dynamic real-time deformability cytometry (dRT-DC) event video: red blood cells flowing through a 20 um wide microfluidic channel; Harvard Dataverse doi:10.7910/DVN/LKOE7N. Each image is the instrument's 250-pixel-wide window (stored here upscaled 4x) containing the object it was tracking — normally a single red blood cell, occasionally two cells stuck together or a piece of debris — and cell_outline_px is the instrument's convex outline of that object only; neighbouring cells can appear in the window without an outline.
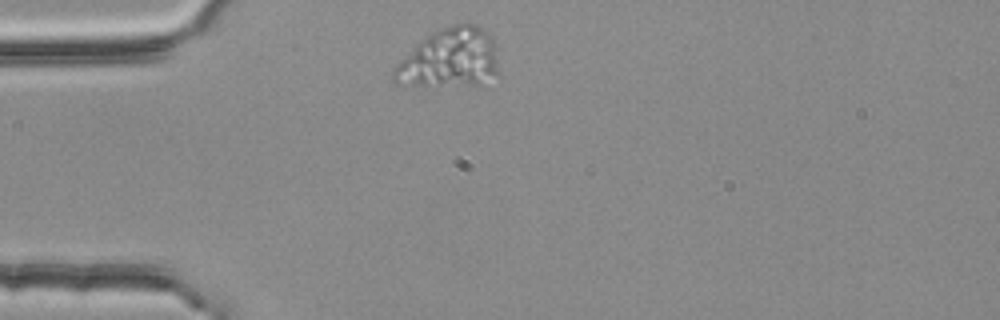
{"species": "common noctule bat (a hibernating species)", "species_latin": "Nyctalus noctula", "temperature_condition": "room temperature", "stored_images_in_passage": 40, "camera_frame_rate_fps": 3000, "um_per_image_px": 0.085, "animal": {"sex": "female", "body_mass_g": 25.1}, "frame": {"image": 1, "passage_image": 1, "time_ms": 0.0, "image_size_px": [1000, 320], "cell_outline_px": [[500, 72], [484, 88], [480, 88], [396, 84], [392, 80], [392, 68], [416, 44], [432, 32], [440, 28], [452, 24], [468, 20], [484, 28], [492, 36]], "centroid_in_image_um": [38.29, 4.99], "position_along_channel_um": 46.7, "area_um2": 37.97}}
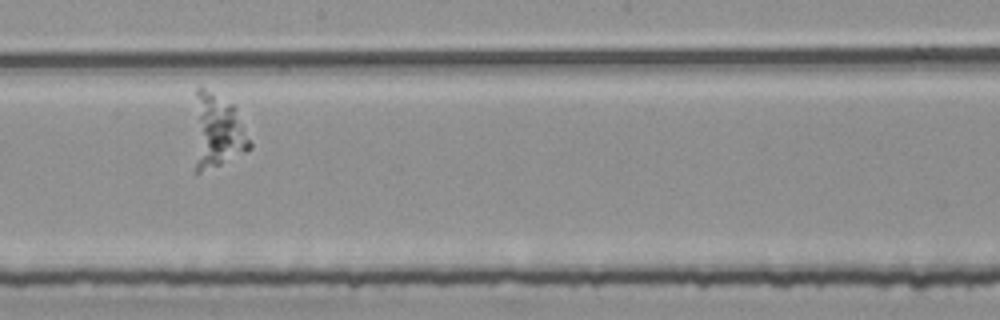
{"frame": {"image": 2, "passage_image": 18, "time_ms": 5.667, "image_size_px": [1000, 320], "cell_outline_px": [[252, 148], [220, 164], [196, 172], [196, 88], [200, 84], [232, 104], [236, 108], [252, 144]], "centroid_in_image_um": [18.5, 11.08], "position_along_channel_um": 229.7, "area_um2": 23.35}}
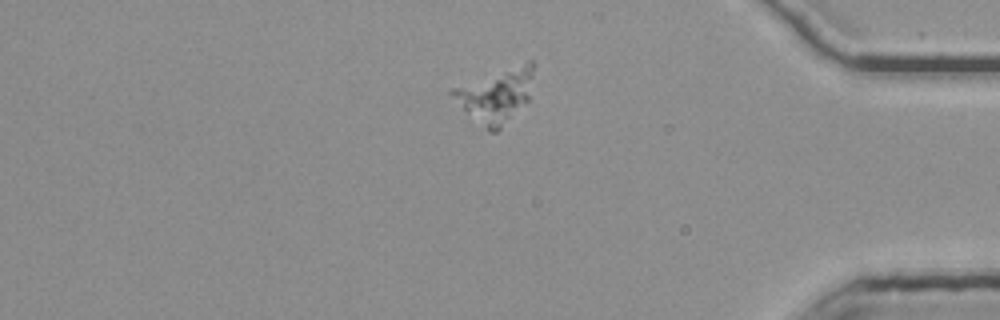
{"frame": {"image": 3, "passage_image": 34, "time_ms": 11.0, "image_size_px": [1000, 320], "cell_outline_px": [[536, 64], [528, 100], [496, 132], [488, 132], [448, 92], [452, 88], [528, 60], [536, 60]], "centroid_in_image_um": [42.22, 8.06], "position_along_channel_um": 393.0, "area_um2": 24.85}}